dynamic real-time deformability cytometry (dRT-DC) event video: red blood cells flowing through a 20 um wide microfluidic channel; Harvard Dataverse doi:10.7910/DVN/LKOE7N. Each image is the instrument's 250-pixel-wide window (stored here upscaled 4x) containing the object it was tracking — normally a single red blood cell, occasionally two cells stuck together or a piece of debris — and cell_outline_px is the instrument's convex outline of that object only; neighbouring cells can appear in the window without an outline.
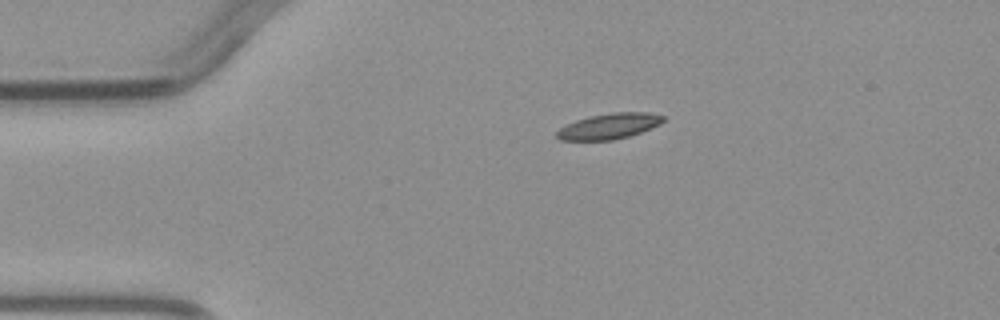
{"species": "common noctule bat (a hibernating species)", "species_latin": "Nyctalus noctula", "temperature_condition": "warm", "stored_images_in_passage": 5, "camera_frame_rate_fps": 3000, "um_per_image_px": 0.085, "animal": {"sex": "male", "body_mass_g": 23.1, "forearm_length_mm": 52.7}, "frame": {"image": 1, "passage_image": 5, "time_ms": 4.667, "image_size_px": [1000, 320], "cell_outline_px": [[664, 120], [660, 124], [632, 136], [612, 140], [560, 140], [556, 136], [556, 132], [560, 128], [576, 120], [588, 116], [612, 112], [648, 112], [664, 116]], "centroid_in_image_um": [51.79, 10.72], "position_along_channel_um": 33.2, "area_um2": 15.95}}